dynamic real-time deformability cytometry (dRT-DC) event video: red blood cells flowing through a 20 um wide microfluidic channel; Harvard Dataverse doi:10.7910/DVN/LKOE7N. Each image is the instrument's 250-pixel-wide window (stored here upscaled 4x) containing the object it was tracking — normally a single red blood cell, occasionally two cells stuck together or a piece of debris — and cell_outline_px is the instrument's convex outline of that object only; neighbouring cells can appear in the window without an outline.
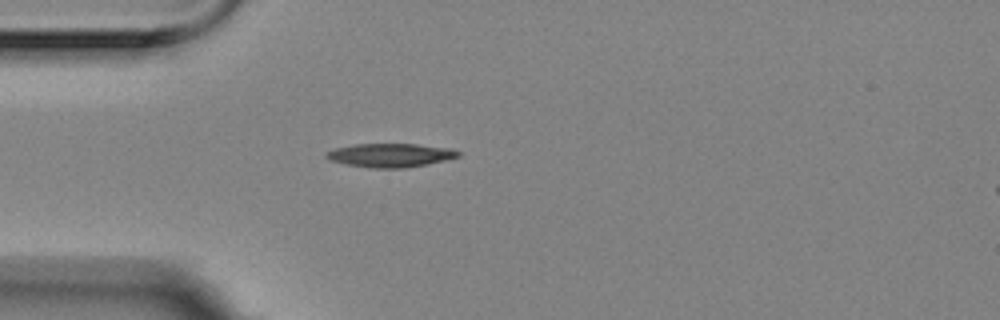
{"species": "Egyptian fruit bat (a non-hibernating species)", "species_latin": "Rousettus aegyptiacus", "temperature_condition": "room temperature", "stored_images_in_passage": 42, "camera_frame_rate_fps": 3000, "um_per_image_px": 0.085, "animal": {"sex": "female"}, "frame": {"image": 1, "passage_image": 1, "time_ms": 0.0, "image_size_px": [1000, 320], "cell_outline_px": [[460, 156], [428, 164], [404, 168], [372, 168], [348, 164], [332, 160], [324, 156], [328, 152], [336, 148], [356, 144], [416, 144], [448, 148], [460, 152]], "centroid_in_image_um": [33.21, 13.19], "position_along_channel_um": 51.8, "area_um2": 17.86}}
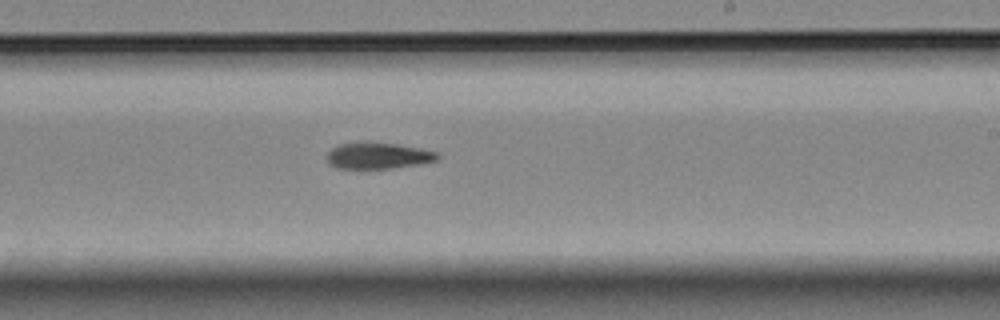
{"frame": {"image": 2, "passage_image": 19, "time_ms": 6.0, "image_size_px": [1000, 320], "cell_outline_px": [[440, 156], [436, 160], [416, 164], [392, 168], [336, 168], [328, 164], [328, 152], [332, 148], [340, 144], [396, 144], [420, 148], [436, 152]], "centroid_in_image_um": [32.13, 13.26], "position_along_channel_um": 256.9, "area_um2": 16.18}}
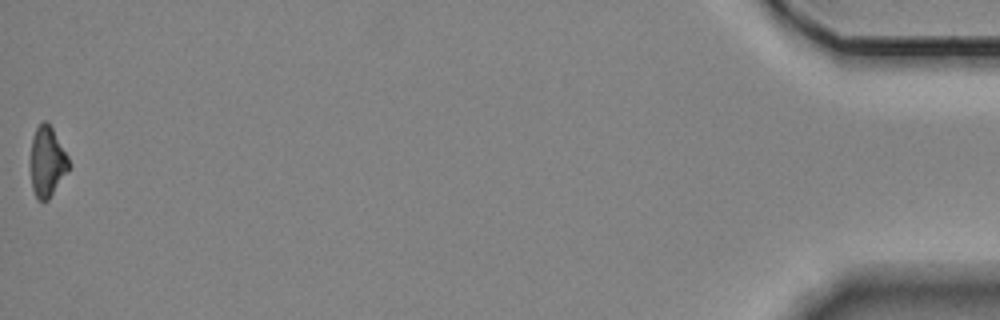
{"frame": {"image": 3, "passage_image": 42, "time_ms": 13.667, "image_size_px": [1000, 320], "cell_outline_px": [[72, 164], [48, 200], [36, 200], [32, 188], [32, 136], [36, 128], [44, 120], [52, 128], [68, 156]], "centroid_in_image_um": [4.03, 13.76], "position_along_channel_um": 431.2, "area_um2": 15.32}, "authors_computed_cell_mechanics": {"area_um2": 17.3111, "velocity_mm_per_s": 3.532, "shape_relaxation_time_tau1_ms": 9.9591, "shape_relaxation_time_tau2_ms": null, "deformation_change_tau1": 0.2524, "deformation_change_tau2": null}}